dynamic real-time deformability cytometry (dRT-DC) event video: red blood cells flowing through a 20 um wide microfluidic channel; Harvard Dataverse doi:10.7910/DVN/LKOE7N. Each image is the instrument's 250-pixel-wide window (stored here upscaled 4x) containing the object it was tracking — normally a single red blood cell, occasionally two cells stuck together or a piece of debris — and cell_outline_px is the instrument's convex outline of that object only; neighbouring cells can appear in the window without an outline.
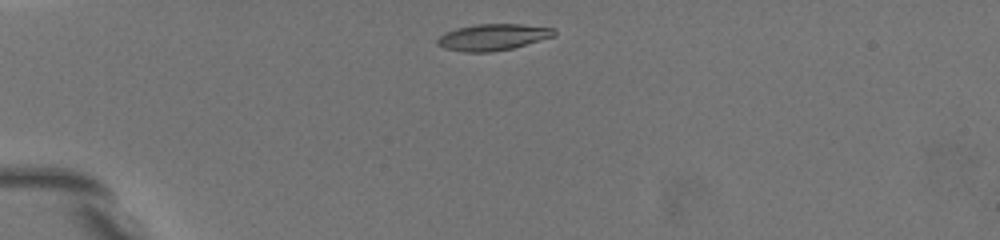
{"species": "common noctule bat (a hibernating species)", "species_latin": "Nyctalus noctula", "temperature_condition": "warm", "stored_images_in_passage": 14, "camera_frame_rate_fps": 3000, "um_per_image_px": 0.085, "animal": {"sex": "female", "body_mass_g": 19.5, "forearm_length_mm": 54.1}, "frame": {"image": 1, "passage_image": 1, "time_ms": 0.0, "image_size_px": [1000, 240], "cell_outline_px": [[556, 36], [512, 48], [492, 52], [464, 52], [444, 48], [436, 44], [436, 40], [444, 32], [476, 24], [520, 24], [552, 28], [556, 32]], "centroid_in_image_um": [41.88, 3.16], "position_along_channel_um": 43.1, "area_um2": 17.92}}
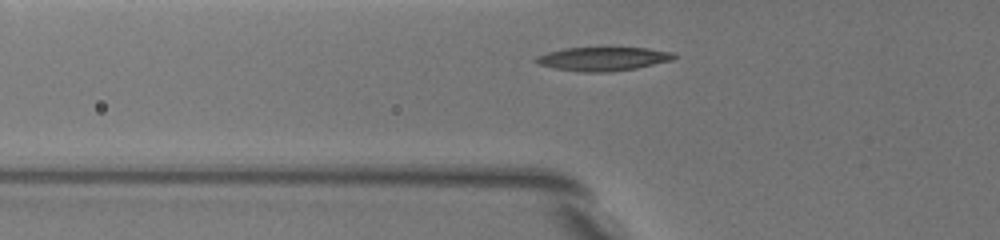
{"frame": {"image": 2, "passage_image": 10, "time_ms": 2.0, "image_size_px": [1000, 240], "cell_outline_px": [[676, 56], [672, 60], [636, 68], [608, 72], [584, 72], [556, 68], [536, 64], [532, 60], [536, 56], [548, 52], [564, 48], [648, 48], [676, 52]], "centroid_in_image_um": [51.24, 5.0], "position_along_channel_um": 74.6, "area_um2": 19.07}}